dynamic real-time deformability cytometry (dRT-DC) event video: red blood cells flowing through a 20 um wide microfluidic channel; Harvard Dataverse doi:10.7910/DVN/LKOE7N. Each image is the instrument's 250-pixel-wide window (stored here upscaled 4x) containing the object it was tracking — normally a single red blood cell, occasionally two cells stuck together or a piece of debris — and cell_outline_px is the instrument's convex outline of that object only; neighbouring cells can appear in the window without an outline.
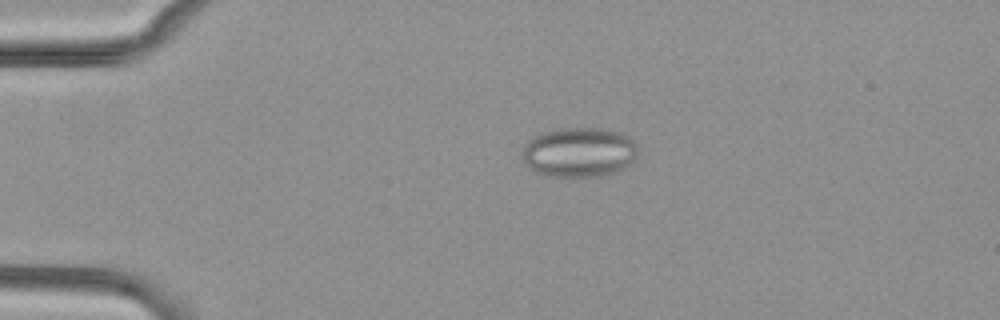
{"species": "common noctule bat (a hibernating species)", "species_latin": "Nyctalus noctula", "temperature_condition": "cold", "stored_images_in_passage": 55, "camera_frame_rate_fps": 3000, "um_per_image_px": 0.085, "animal": {"sex": "female", "body_mass_g": 29.2, "forearm_length_mm": 56.3}, "frame": {"image": 1, "passage_image": 12, "time_ms": 3.667, "image_size_px": [1000, 320], "cell_outline_px": [[636, 156], [624, 168], [616, 172], [604, 176], [548, 176], [536, 172], [524, 164], [524, 144], [528, 140], [540, 132], [560, 128], [600, 128], [620, 132], [628, 136], [636, 144]], "centroid_in_image_um": [49.21, 12.93], "position_along_channel_um": 35.8, "area_um2": 33.52}}
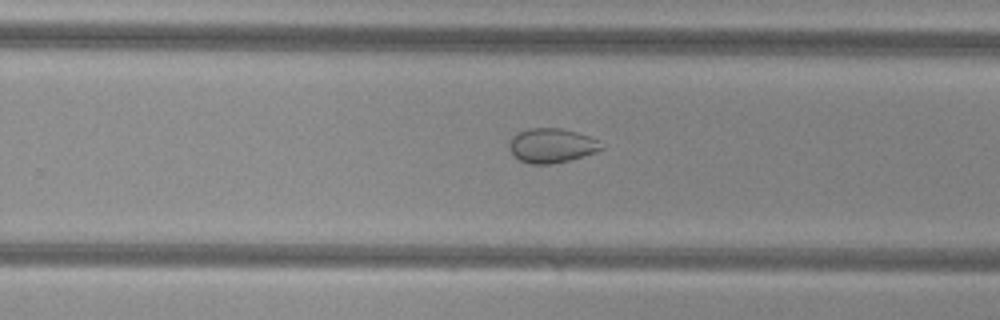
{"frame": {"image": 2, "passage_image": 35, "time_ms": 11.333, "image_size_px": [1000, 320], "cell_outline_px": [[604, 148], [596, 152], [568, 160], [548, 164], [528, 164], [512, 156], [508, 148], [508, 144], [512, 136], [528, 128], [560, 128], [576, 132], [600, 140]], "centroid_in_image_um": [46.86, 12.37], "position_along_channel_um": 282.9, "area_um2": 18.55}}
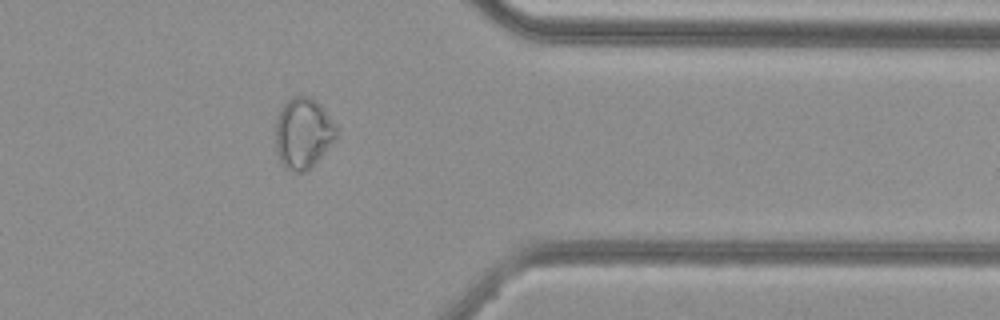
{"frame": {"image": 3, "passage_image": 44, "time_ms": 14.333, "image_size_px": [1000, 320], "cell_outline_px": [[336, 136], [324, 152], [304, 172], [288, 172], [280, 164], [276, 152], [276, 120], [280, 108], [292, 96], [308, 96], [316, 100], [320, 104], [336, 128]], "centroid_in_image_um": [25.7, 11.33], "position_along_channel_um": 385.7, "area_um2": 24.8}, "authors_computed_cell_mechanics": {"area_um2": 26.877, "velocity_mm_per_s": 3.8089, "shape_relaxation_time_tau1_ms": null, "shape_relaxation_time_tau2_ms": 3.4715, "deformation_change_tau1": null, "deformation_change_tau2": 0.0594}}